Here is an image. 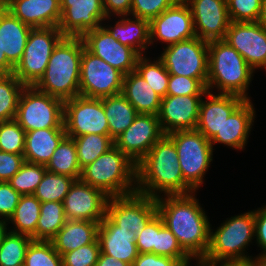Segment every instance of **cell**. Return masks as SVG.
I'll list each match as a JSON object with an SVG mask.
<instances>
[{"mask_svg": "<svg viewBox=\"0 0 266 266\" xmlns=\"http://www.w3.org/2000/svg\"><path fill=\"white\" fill-rule=\"evenodd\" d=\"M156 198L157 213L190 257L205 256L210 245L211 224L195 194Z\"/></svg>", "mask_w": 266, "mask_h": 266, "instance_id": "1", "label": "cell"}, {"mask_svg": "<svg viewBox=\"0 0 266 266\" xmlns=\"http://www.w3.org/2000/svg\"><path fill=\"white\" fill-rule=\"evenodd\" d=\"M136 192L157 198L195 191L184 181L174 141L163 135L136 164Z\"/></svg>", "mask_w": 266, "mask_h": 266, "instance_id": "2", "label": "cell"}, {"mask_svg": "<svg viewBox=\"0 0 266 266\" xmlns=\"http://www.w3.org/2000/svg\"><path fill=\"white\" fill-rule=\"evenodd\" d=\"M82 37L64 36L54 47L43 76L34 87L63 101L80 95Z\"/></svg>", "mask_w": 266, "mask_h": 266, "instance_id": "3", "label": "cell"}, {"mask_svg": "<svg viewBox=\"0 0 266 266\" xmlns=\"http://www.w3.org/2000/svg\"><path fill=\"white\" fill-rule=\"evenodd\" d=\"M253 72L239 52L225 40L208 42V92L216 87L220 94H234L245 100L250 99L246 92Z\"/></svg>", "mask_w": 266, "mask_h": 266, "instance_id": "4", "label": "cell"}, {"mask_svg": "<svg viewBox=\"0 0 266 266\" xmlns=\"http://www.w3.org/2000/svg\"><path fill=\"white\" fill-rule=\"evenodd\" d=\"M80 180L109 197L126 196L136 192V164L114 145L82 168Z\"/></svg>", "mask_w": 266, "mask_h": 266, "instance_id": "5", "label": "cell"}, {"mask_svg": "<svg viewBox=\"0 0 266 266\" xmlns=\"http://www.w3.org/2000/svg\"><path fill=\"white\" fill-rule=\"evenodd\" d=\"M255 237L254 210L227 219L218 229L210 231V245L205 255L214 262L250 260L245 249Z\"/></svg>", "mask_w": 266, "mask_h": 266, "instance_id": "6", "label": "cell"}, {"mask_svg": "<svg viewBox=\"0 0 266 266\" xmlns=\"http://www.w3.org/2000/svg\"><path fill=\"white\" fill-rule=\"evenodd\" d=\"M64 101L37 90L34 86H25L17 107L15 120L25 132L64 128Z\"/></svg>", "mask_w": 266, "mask_h": 266, "instance_id": "7", "label": "cell"}, {"mask_svg": "<svg viewBox=\"0 0 266 266\" xmlns=\"http://www.w3.org/2000/svg\"><path fill=\"white\" fill-rule=\"evenodd\" d=\"M168 136L174 141L184 181L194 191L198 190L213 160L210 140L196 129L175 131Z\"/></svg>", "mask_w": 266, "mask_h": 266, "instance_id": "8", "label": "cell"}, {"mask_svg": "<svg viewBox=\"0 0 266 266\" xmlns=\"http://www.w3.org/2000/svg\"><path fill=\"white\" fill-rule=\"evenodd\" d=\"M63 37L58 27L32 28L13 74L25 86H34L45 73L52 51Z\"/></svg>", "mask_w": 266, "mask_h": 266, "instance_id": "9", "label": "cell"}, {"mask_svg": "<svg viewBox=\"0 0 266 266\" xmlns=\"http://www.w3.org/2000/svg\"><path fill=\"white\" fill-rule=\"evenodd\" d=\"M158 58L170 75L195 79L208 77V42L196 36L167 45Z\"/></svg>", "mask_w": 266, "mask_h": 266, "instance_id": "10", "label": "cell"}, {"mask_svg": "<svg viewBox=\"0 0 266 266\" xmlns=\"http://www.w3.org/2000/svg\"><path fill=\"white\" fill-rule=\"evenodd\" d=\"M63 123L72 138L85 134L110 135L102 98L78 95L64 101Z\"/></svg>", "mask_w": 266, "mask_h": 266, "instance_id": "11", "label": "cell"}, {"mask_svg": "<svg viewBox=\"0 0 266 266\" xmlns=\"http://www.w3.org/2000/svg\"><path fill=\"white\" fill-rule=\"evenodd\" d=\"M124 74L83 48L80 95L101 99L122 93Z\"/></svg>", "mask_w": 266, "mask_h": 266, "instance_id": "12", "label": "cell"}, {"mask_svg": "<svg viewBox=\"0 0 266 266\" xmlns=\"http://www.w3.org/2000/svg\"><path fill=\"white\" fill-rule=\"evenodd\" d=\"M157 214L156 198L135 192L109 197L106 215L119 227L138 234Z\"/></svg>", "mask_w": 266, "mask_h": 266, "instance_id": "13", "label": "cell"}, {"mask_svg": "<svg viewBox=\"0 0 266 266\" xmlns=\"http://www.w3.org/2000/svg\"><path fill=\"white\" fill-rule=\"evenodd\" d=\"M163 135L157 115L138 114L114 145L137 164Z\"/></svg>", "mask_w": 266, "mask_h": 266, "instance_id": "14", "label": "cell"}, {"mask_svg": "<svg viewBox=\"0 0 266 266\" xmlns=\"http://www.w3.org/2000/svg\"><path fill=\"white\" fill-rule=\"evenodd\" d=\"M109 196L101 189L75 180L63 200L66 220L101 222L106 216Z\"/></svg>", "mask_w": 266, "mask_h": 266, "instance_id": "15", "label": "cell"}, {"mask_svg": "<svg viewBox=\"0 0 266 266\" xmlns=\"http://www.w3.org/2000/svg\"><path fill=\"white\" fill-rule=\"evenodd\" d=\"M61 19L58 28L64 36L82 37L99 28L106 17L102 0H60Z\"/></svg>", "mask_w": 266, "mask_h": 266, "instance_id": "16", "label": "cell"}, {"mask_svg": "<svg viewBox=\"0 0 266 266\" xmlns=\"http://www.w3.org/2000/svg\"><path fill=\"white\" fill-rule=\"evenodd\" d=\"M85 48L101 58L124 75L135 71L138 58L137 51L115 40L101 25L82 36Z\"/></svg>", "mask_w": 266, "mask_h": 266, "instance_id": "17", "label": "cell"}, {"mask_svg": "<svg viewBox=\"0 0 266 266\" xmlns=\"http://www.w3.org/2000/svg\"><path fill=\"white\" fill-rule=\"evenodd\" d=\"M255 69L266 64V28L258 22H230L224 39Z\"/></svg>", "mask_w": 266, "mask_h": 266, "instance_id": "18", "label": "cell"}, {"mask_svg": "<svg viewBox=\"0 0 266 266\" xmlns=\"http://www.w3.org/2000/svg\"><path fill=\"white\" fill-rule=\"evenodd\" d=\"M193 17L196 37L206 42L224 40L230 24L227 0H184Z\"/></svg>", "mask_w": 266, "mask_h": 266, "instance_id": "19", "label": "cell"}, {"mask_svg": "<svg viewBox=\"0 0 266 266\" xmlns=\"http://www.w3.org/2000/svg\"><path fill=\"white\" fill-rule=\"evenodd\" d=\"M195 36L191 10L184 0H179L150 21V44L159 39L171 45Z\"/></svg>", "mask_w": 266, "mask_h": 266, "instance_id": "20", "label": "cell"}, {"mask_svg": "<svg viewBox=\"0 0 266 266\" xmlns=\"http://www.w3.org/2000/svg\"><path fill=\"white\" fill-rule=\"evenodd\" d=\"M203 96L205 95H166L162 98L157 116L164 135L175 131L195 130Z\"/></svg>", "mask_w": 266, "mask_h": 266, "instance_id": "21", "label": "cell"}, {"mask_svg": "<svg viewBox=\"0 0 266 266\" xmlns=\"http://www.w3.org/2000/svg\"><path fill=\"white\" fill-rule=\"evenodd\" d=\"M15 17L31 28L58 27L60 0H0Z\"/></svg>", "mask_w": 266, "mask_h": 266, "instance_id": "22", "label": "cell"}, {"mask_svg": "<svg viewBox=\"0 0 266 266\" xmlns=\"http://www.w3.org/2000/svg\"><path fill=\"white\" fill-rule=\"evenodd\" d=\"M205 97L208 101L201 99L199 106V119L196 130L201 132L210 140L217 131H220L229 115L245 100L234 94H212L207 92Z\"/></svg>", "mask_w": 266, "mask_h": 266, "instance_id": "23", "label": "cell"}, {"mask_svg": "<svg viewBox=\"0 0 266 266\" xmlns=\"http://www.w3.org/2000/svg\"><path fill=\"white\" fill-rule=\"evenodd\" d=\"M98 240L101 253L130 265L139 254L135 243L136 234L119 228L107 215L99 224Z\"/></svg>", "mask_w": 266, "mask_h": 266, "instance_id": "24", "label": "cell"}, {"mask_svg": "<svg viewBox=\"0 0 266 266\" xmlns=\"http://www.w3.org/2000/svg\"><path fill=\"white\" fill-rule=\"evenodd\" d=\"M255 110L250 99L244 100L227 118L220 131L210 139L211 145L221 143L244 149L253 126Z\"/></svg>", "mask_w": 266, "mask_h": 266, "instance_id": "25", "label": "cell"}, {"mask_svg": "<svg viewBox=\"0 0 266 266\" xmlns=\"http://www.w3.org/2000/svg\"><path fill=\"white\" fill-rule=\"evenodd\" d=\"M31 29L0 3L1 51L14 67L24 53Z\"/></svg>", "mask_w": 266, "mask_h": 266, "instance_id": "26", "label": "cell"}, {"mask_svg": "<svg viewBox=\"0 0 266 266\" xmlns=\"http://www.w3.org/2000/svg\"><path fill=\"white\" fill-rule=\"evenodd\" d=\"M65 128H46L25 133V162L46 165L62 139Z\"/></svg>", "mask_w": 266, "mask_h": 266, "instance_id": "27", "label": "cell"}, {"mask_svg": "<svg viewBox=\"0 0 266 266\" xmlns=\"http://www.w3.org/2000/svg\"><path fill=\"white\" fill-rule=\"evenodd\" d=\"M99 222L67 220L51 240L55 251L62 256L82 246L93 243L98 238Z\"/></svg>", "mask_w": 266, "mask_h": 266, "instance_id": "28", "label": "cell"}, {"mask_svg": "<svg viewBox=\"0 0 266 266\" xmlns=\"http://www.w3.org/2000/svg\"><path fill=\"white\" fill-rule=\"evenodd\" d=\"M122 94L139 114L158 115L162 98L136 70L124 75Z\"/></svg>", "mask_w": 266, "mask_h": 266, "instance_id": "29", "label": "cell"}, {"mask_svg": "<svg viewBox=\"0 0 266 266\" xmlns=\"http://www.w3.org/2000/svg\"><path fill=\"white\" fill-rule=\"evenodd\" d=\"M120 16L114 27L103 26L112 37L137 51L140 55L145 53L150 45V21L141 18H126ZM133 19V20H132ZM107 27V28H106Z\"/></svg>", "mask_w": 266, "mask_h": 266, "instance_id": "30", "label": "cell"}, {"mask_svg": "<svg viewBox=\"0 0 266 266\" xmlns=\"http://www.w3.org/2000/svg\"><path fill=\"white\" fill-rule=\"evenodd\" d=\"M102 103L110 137L115 140L133 123L139 113L122 93L104 97Z\"/></svg>", "mask_w": 266, "mask_h": 266, "instance_id": "31", "label": "cell"}, {"mask_svg": "<svg viewBox=\"0 0 266 266\" xmlns=\"http://www.w3.org/2000/svg\"><path fill=\"white\" fill-rule=\"evenodd\" d=\"M41 202L32 195H21L14 214L8 220L15 228L9 230L13 233L23 234L36 241V225L40 217Z\"/></svg>", "mask_w": 266, "mask_h": 266, "instance_id": "32", "label": "cell"}, {"mask_svg": "<svg viewBox=\"0 0 266 266\" xmlns=\"http://www.w3.org/2000/svg\"><path fill=\"white\" fill-rule=\"evenodd\" d=\"M45 168L52 173L66 175L75 180L80 179L82 169L77 159L76 145L72 137L66 135L62 139Z\"/></svg>", "mask_w": 266, "mask_h": 266, "instance_id": "33", "label": "cell"}, {"mask_svg": "<svg viewBox=\"0 0 266 266\" xmlns=\"http://www.w3.org/2000/svg\"><path fill=\"white\" fill-rule=\"evenodd\" d=\"M66 221L63 202L41 203L40 217L36 225V241H51Z\"/></svg>", "mask_w": 266, "mask_h": 266, "instance_id": "34", "label": "cell"}, {"mask_svg": "<svg viewBox=\"0 0 266 266\" xmlns=\"http://www.w3.org/2000/svg\"><path fill=\"white\" fill-rule=\"evenodd\" d=\"M73 139L81 169L114 146V140L110 135L85 134Z\"/></svg>", "mask_w": 266, "mask_h": 266, "instance_id": "35", "label": "cell"}, {"mask_svg": "<svg viewBox=\"0 0 266 266\" xmlns=\"http://www.w3.org/2000/svg\"><path fill=\"white\" fill-rule=\"evenodd\" d=\"M24 87L13 73L0 75V122L16 118L19 97Z\"/></svg>", "mask_w": 266, "mask_h": 266, "instance_id": "36", "label": "cell"}, {"mask_svg": "<svg viewBox=\"0 0 266 266\" xmlns=\"http://www.w3.org/2000/svg\"><path fill=\"white\" fill-rule=\"evenodd\" d=\"M75 179L46 170L33 194L41 203L48 201L63 202Z\"/></svg>", "mask_w": 266, "mask_h": 266, "instance_id": "37", "label": "cell"}, {"mask_svg": "<svg viewBox=\"0 0 266 266\" xmlns=\"http://www.w3.org/2000/svg\"><path fill=\"white\" fill-rule=\"evenodd\" d=\"M32 241L27 235L7 232L0 243V266H23Z\"/></svg>", "mask_w": 266, "mask_h": 266, "instance_id": "38", "label": "cell"}, {"mask_svg": "<svg viewBox=\"0 0 266 266\" xmlns=\"http://www.w3.org/2000/svg\"><path fill=\"white\" fill-rule=\"evenodd\" d=\"M135 70L161 98L166 96L170 74L160 59L151 62L146 56L141 55Z\"/></svg>", "mask_w": 266, "mask_h": 266, "instance_id": "39", "label": "cell"}, {"mask_svg": "<svg viewBox=\"0 0 266 266\" xmlns=\"http://www.w3.org/2000/svg\"><path fill=\"white\" fill-rule=\"evenodd\" d=\"M46 170L45 165L25 162L8 182L20 195H32Z\"/></svg>", "mask_w": 266, "mask_h": 266, "instance_id": "40", "label": "cell"}, {"mask_svg": "<svg viewBox=\"0 0 266 266\" xmlns=\"http://www.w3.org/2000/svg\"><path fill=\"white\" fill-rule=\"evenodd\" d=\"M23 266H63L62 256L51 241H32L27 248Z\"/></svg>", "mask_w": 266, "mask_h": 266, "instance_id": "41", "label": "cell"}, {"mask_svg": "<svg viewBox=\"0 0 266 266\" xmlns=\"http://www.w3.org/2000/svg\"><path fill=\"white\" fill-rule=\"evenodd\" d=\"M25 133L15 119L0 122V151L23 155Z\"/></svg>", "mask_w": 266, "mask_h": 266, "instance_id": "42", "label": "cell"}, {"mask_svg": "<svg viewBox=\"0 0 266 266\" xmlns=\"http://www.w3.org/2000/svg\"><path fill=\"white\" fill-rule=\"evenodd\" d=\"M156 254L177 259L179 262L188 259L190 256L179 245L176 237L164 225L159 216V234L156 240Z\"/></svg>", "mask_w": 266, "mask_h": 266, "instance_id": "43", "label": "cell"}, {"mask_svg": "<svg viewBox=\"0 0 266 266\" xmlns=\"http://www.w3.org/2000/svg\"><path fill=\"white\" fill-rule=\"evenodd\" d=\"M262 0H227L228 15L231 22H257L261 12Z\"/></svg>", "mask_w": 266, "mask_h": 266, "instance_id": "44", "label": "cell"}, {"mask_svg": "<svg viewBox=\"0 0 266 266\" xmlns=\"http://www.w3.org/2000/svg\"><path fill=\"white\" fill-rule=\"evenodd\" d=\"M207 79H195L179 75H170L166 95H205Z\"/></svg>", "mask_w": 266, "mask_h": 266, "instance_id": "45", "label": "cell"}, {"mask_svg": "<svg viewBox=\"0 0 266 266\" xmlns=\"http://www.w3.org/2000/svg\"><path fill=\"white\" fill-rule=\"evenodd\" d=\"M98 238L88 245L62 255L63 266H95L100 254Z\"/></svg>", "mask_w": 266, "mask_h": 266, "instance_id": "46", "label": "cell"}, {"mask_svg": "<svg viewBox=\"0 0 266 266\" xmlns=\"http://www.w3.org/2000/svg\"><path fill=\"white\" fill-rule=\"evenodd\" d=\"M178 1L179 0H132L130 14H132L133 17L151 21Z\"/></svg>", "mask_w": 266, "mask_h": 266, "instance_id": "47", "label": "cell"}, {"mask_svg": "<svg viewBox=\"0 0 266 266\" xmlns=\"http://www.w3.org/2000/svg\"><path fill=\"white\" fill-rule=\"evenodd\" d=\"M159 234L158 213L147 223L145 228L136 234V247L138 253L156 254V240Z\"/></svg>", "mask_w": 266, "mask_h": 266, "instance_id": "48", "label": "cell"}, {"mask_svg": "<svg viewBox=\"0 0 266 266\" xmlns=\"http://www.w3.org/2000/svg\"><path fill=\"white\" fill-rule=\"evenodd\" d=\"M21 195L9 182H0V219L8 222L14 214ZM4 217V218H3ZM3 218V219H2Z\"/></svg>", "mask_w": 266, "mask_h": 266, "instance_id": "49", "label": "cell"}, {"mask_svg": "<svg viewBox=\"0 0 266 266\" xmlns=\"http://www.w3.org/2000/svg\"><path fill=\"white\" fill-rule=\"evenodd\" d=\"M24 163L23 155L0 151V182H8Z\"/></svg>", "mask_w": 266, "mask_h": 266, "instance_id": "50", "label": "cell"}, {"mask_svg": "<svg viewBox=\"0 0 266 266\" xmlns=\"http://www.w3.org/2000/svg\"><path fill=\"white\" fill-rule=\"evenodd\" d=\"M255 215V238L257 246L262 250L261 254L254 259L266 257V206L254 210Z\"/></svg>", "mask_w": 266, "mask_h": 266, "instance_id": "51", "label": "cell"}, {"mask_svg": "<svg viewBox=\"0 0 266 266\" xmlns=\"http://www.w3.org/2000/svg\"><path fill=\"white\" fill-rule=\"evenodd\" d=\"M179 261L174 258L154 253H139L131 266H177Z\"/></svg>", "mask_w": 266, "mask_h": 266, "instance_id": "52", "label": "cell"}, {"mask_svg": "<svg viewBox=\"0 0 266 266\" xmlns=\"http://www.w3.org/2000/svg\"><path fill=\"white\" fill-rule=\"evenodd\" d=\"M102 4L105 15L108 18H110L113 13L118 17L130 16L132 0H102Z\"/></svg>", "mask_w": 266, "mask_h": 266, "instance_id": "53", "label": "cell"}, {"mask_svg": "<svg viewBox=\"0 0 266 266\" xmlns=\"http://www.w3.org/2000/svg\"><path fill=\"white\" fill-rule=\"evenodd\" d=\"M95 266H131V265L126 262L116 260L114 257L100 252L98 261Z\"/></svg>", "mask_w": 266, "mask_h": 266, "instance_id": "54", "label": "cell"}, {"mask_svg": "<svg viewBox=\"0 0 266 266\" xmlns=\"http://www.w3.org/2000/svg\"><path fill=\"white\" fill-rule=\"evenodd\" d=\"M192 258L198 261L195 266H216V262L206 258L205 256L189 257L184 261H180L177 266H189V263L191 262L190 260H193Z\"/></svg>", "mask_w": 266, "mask_h": 266, "instance_id": "55", "label": "cell"}, {"mask_svg": "<svg viewBox=\"0 0 266 266\" xmlns=\"http://www.w3.org/2000/svg\"><path fill=\"white\" fill-rule=\"evenodd\" d=\"M14 66L7 60L4 51H1L0 43V75L12 74Z\"/></svg>", "mask_w": 266, "mask_h": 266, "instance_id": "56", "label": "cell"}, {"mask_svg": "<svg viewBox=\"0 0 266 266\" xmlns=\"http://www.w3.org/2000/svg\"><path fill=\"white\" fill-rule=\"evenodd\" d=\"M216 266H257V264H256V259H250V260H242V261L217 262Z\"/></svg>", "mask_w": 266, "mask_h": 266, "instance_id": "57", "label": "cell"}, {"mask_svg": "<svg viewBox=\"0 0 266 266\" xmlns=\"http://www.w3.org/2000/svg\"><path fill=\"white\" fill-rule=\"evenodd\" d=\"M257 22L266 28V0H262L261 12Z\"/></svg>", "mask_w": 266, "mask_h": 266, "instance_id": "58", "label": "cell"}, {"mask_svg": "<svg viewBox=\"0 0 266 266\" xmlns=\"http://www.w3.org/2000/svg\"><path fill=\"white\" fill-rule=\"evenodd\" d=\"M7 225H8V222L0 219V243L4 235L7 233V231H9L6 227Z\"/></svg>", "mask_w": 266, "mask_h": 266, "instance_id": "59", "label": "cell"}, {"mask_svg": "<svg viewBox=\"0 0 266 266\" xmlns=\"http://www.w3.org/2000/svg\"><path fill=\"white\" fill-rule=\"evenodd\" d=\"M257 266H266V257L256 259Z\"/></svg>", "mask_w": 266, "mask_h": 266, "instance_id": "60", "label": "cell"}]
</instances>
